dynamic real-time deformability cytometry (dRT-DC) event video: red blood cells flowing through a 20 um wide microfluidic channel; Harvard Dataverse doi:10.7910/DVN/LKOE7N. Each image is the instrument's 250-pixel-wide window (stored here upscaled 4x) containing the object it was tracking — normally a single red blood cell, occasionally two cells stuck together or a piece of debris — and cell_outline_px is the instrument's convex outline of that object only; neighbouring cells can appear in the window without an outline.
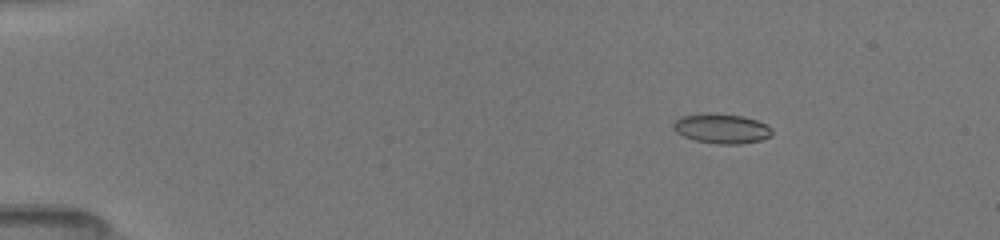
{"species": "common noctule bat (a hibernating species)", "species_latin": "Nyctalus noctula", "temperature_condition": "room temperature", "stored_images_in_passage": 44, "camera_frame_rate_fps": 3000, "um_per_image_px": 0.085, "animal": {"sex": "female", "body_mass_g": 19.5, "forearm_length_mm": 54.1}, "frame": {"image": 1, "passage_image": 1, "time_ms": 0.0, "image_size_px": [1000, 240], "cell_outline_px": [[772, 136], [760, 140], [740, 144], [720, 144], [696, 140], [684, 136], [676, 132], [672, 128], [672, 124], [680, 116], [708, 112], [716, 112], [744, 116], [768, 124], [772, 128]], "centroid_in_image_um": [61.35, 10.9], "position_along_channel_um": 23.7, "area_um2": 17.4}}
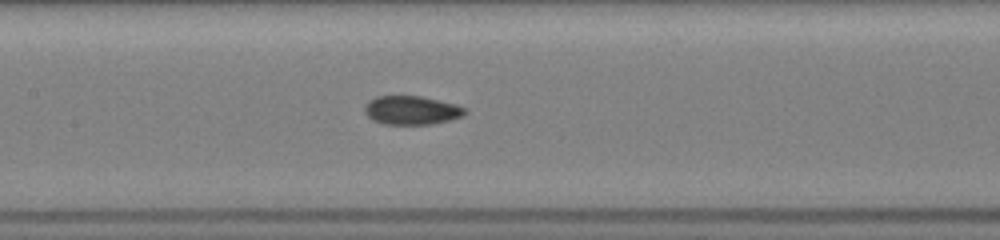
{"frame": {"image": 2, "passage_image": 19, "time_ms": 6.0, "image_size_px": [1000, 240], "cell_outline_px": [[468, 112], [464, 116], [432, 124], [380, 124], [372, 120], [364, 112], [364, 104], [368, 100], [376, 96], [420, 96], [456, 104], [468, 108]], "centroid_in_image_um": [34.98, 9.37], "position_along_channel_um": 172.4, "area_um2": 17.05}}
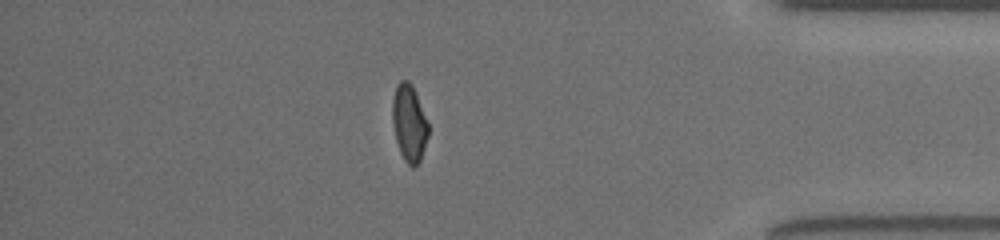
{"frame": {"image": 3, "passage_image": 38, "time_ms": 12.333, "image_size_px": [1000, 240], "cell_outline_px": [[428, 136], [420, 160], [412, 168], [404, 160], [400, 152], [396, 140], [392, 120], [392, 100], [396, 84], [400, 80], [408, 80], [412, 84], [428, 124]], "centroid_in_image_um": [34.76, 10.44], "position_along_channel_um": 400.4, "area_um2": 15.95}, "authors_computed_cell_mechanics": {"area_um2": 16.762, "velocity_mm_per_s": 4.0608, "shape_relaxation_time_tau1_ms": null, "shape_relaxation_time_tau2_ms": 1.3761, "deformation_change_tau1": null, "deformation_change_tau2": 0.055}}